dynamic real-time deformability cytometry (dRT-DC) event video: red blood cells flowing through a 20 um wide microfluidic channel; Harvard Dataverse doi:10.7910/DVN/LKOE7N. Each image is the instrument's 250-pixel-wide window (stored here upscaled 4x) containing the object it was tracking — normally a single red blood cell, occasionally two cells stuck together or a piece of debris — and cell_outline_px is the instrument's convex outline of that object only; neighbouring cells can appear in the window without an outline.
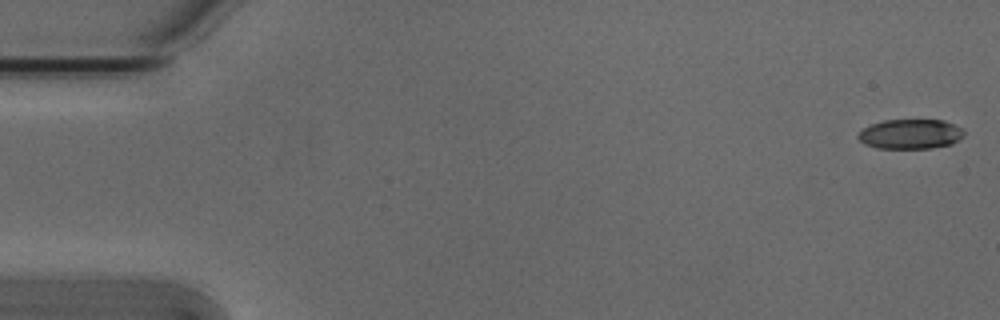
{"species": "Egyptian fruit bat (a non-hibernating species)", "species_latin": "Rousettus aegyptiacus", "temperature_condition": "cold", "stored_images_in_passage": 53, "camera_frame_rate_fps": 3000, "um_per_image_px": 0.085, "animal": {"sex": "male"}, "frame": {"image": 1, "passage_image": 1, "time_ms": 0.0, "image_size_px": [1000, 320], "cell_outline_px": [[964, 132], [952, 144], [932, 148], [876, 148], [864, 144], [856, 136], [864, 128], [872, 124], [884, 120], [944, 120], [960, 128]], "centroid_in_image_um": [77.34, 11.4], "position_along_channel_um": 7.7, "area_um2": 18.09}}
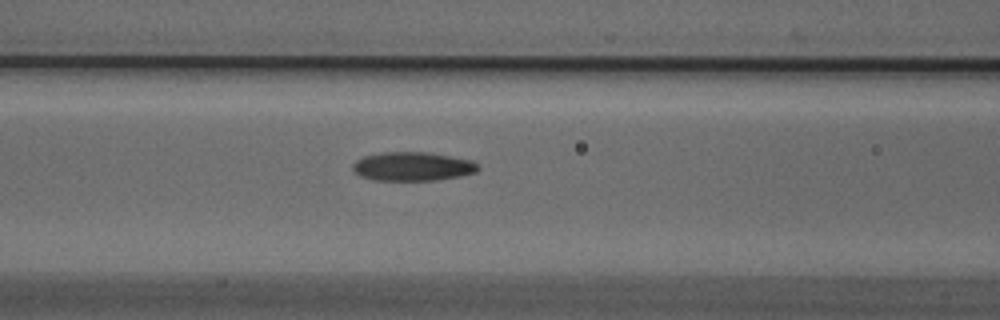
{"frame": {"image": 2, "passage_image": 22, "time_ms": 7.0, "image_size_px": [1000, 320], "cell_outline_px": [[480, 168], [476, 172], [460, 176], [436, 180], [376, 180], [360, 176], [352, 168], [352, 164], [356, 160], [364, 156], [380, 152], [428, 152], [472, 160]], "centroid_in_image_um": [35.06, 14.14], "position_along_channel_um": 131.5, "area_um2": 21.04}}
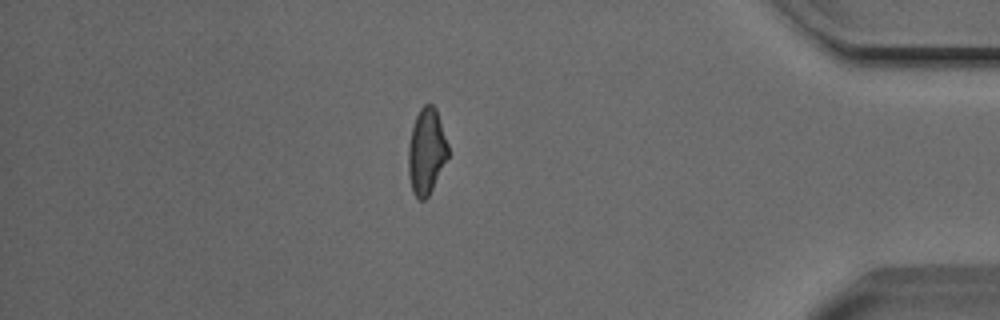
{"frame": {"image": 3, "passage_image": 46, "time_ms": 15.0, "image_size_px": [1000, 320], "cell_outline_px": [[448, 156], [428, 196], [424, 200], [420, 200], [412, 192], [408, 172], [408, 144], [412, 128], [416, 116], [420, 108], [424, 104], [432, 104], [436, 108], [448, 144]], "centroid_in_image_um": [36.23, 12.85], "position_along_channel_um": 399.0, "area_um2": 19.77}, "authors_computed_cell_mechanics": {"area_um2": 20.1144, "velocity_mm_per_s": 3.8309, "shape_relaxation_time_tau1_ms": 5.2638, "shape_relaxation_time_tau2_ms": 3.8626, "deformation_change_tau1": 0.15, "deformation_change_tau2": 0.1181}}